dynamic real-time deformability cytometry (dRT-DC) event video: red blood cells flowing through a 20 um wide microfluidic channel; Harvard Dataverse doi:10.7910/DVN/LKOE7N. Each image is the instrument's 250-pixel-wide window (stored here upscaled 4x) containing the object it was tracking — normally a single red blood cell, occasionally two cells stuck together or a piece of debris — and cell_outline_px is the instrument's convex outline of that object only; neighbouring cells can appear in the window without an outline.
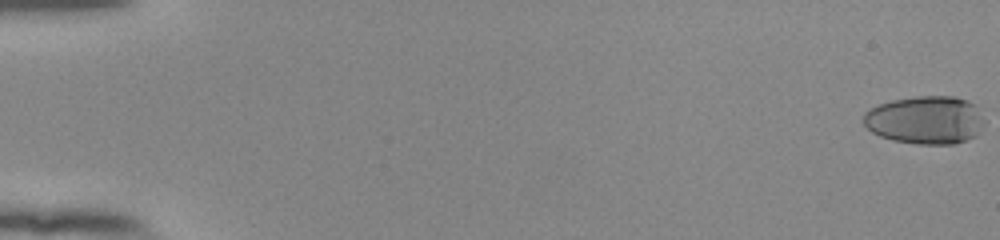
{"species": "human", "species_latin": "Homo sapiens", "temperature_condition": "room temperature", "stored_images_in_passage": 16, "camera_frame_rate_fps": 3000, "um_per_image_px": 0.085, "donor": {"sex": "female"}, "frame": {"image": 1, "passage_image": 1, "time_ms": 0.0, "image_size_px": [1000, 240], "cell_outline_px": [[984, 124], [976, 136], [952, 144], [920, 144], [892, 140], [880, 136], [872, 132], [864, 124], [864, 112], [880, 104], [892, 100], [916, 96], [952, 96], [968, 100], [976, 104]], "centroid_in_image_um": [78.67, 10.19], "position_along_channel_um": 6.3, "area_um2": 33.81}}